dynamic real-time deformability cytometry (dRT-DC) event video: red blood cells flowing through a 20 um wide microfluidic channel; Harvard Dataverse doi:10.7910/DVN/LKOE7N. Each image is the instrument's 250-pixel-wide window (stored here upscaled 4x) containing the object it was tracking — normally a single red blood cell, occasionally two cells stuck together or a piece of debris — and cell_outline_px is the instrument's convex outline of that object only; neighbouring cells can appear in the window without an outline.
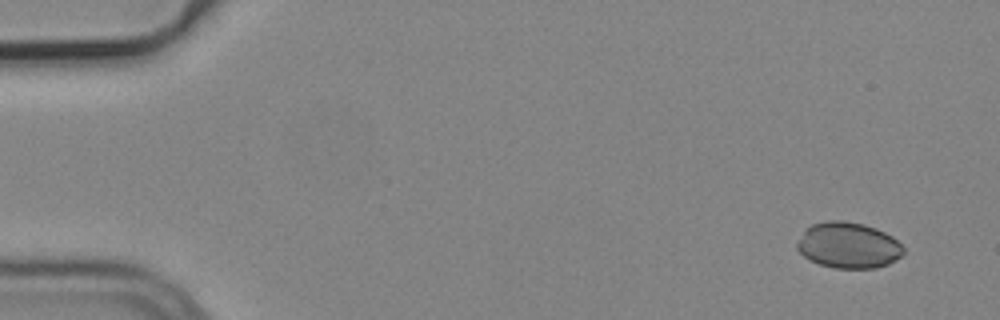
{"species": "common noctule bat (a hibernating species)", "species_latin": "Nyctalus noctula", "temperature_condition": "cold", "stored_images_in_passage": 54, "camera_frame_rate_fps": 3000, "um_per_image_px": 0.085, "animal": {"sex": "male", "body_mass_g": 19.2, "forearm_length_mm": 51.8}, "frame": {"image": 1, "passage_image": 3, "time_ms": 0.667, "image_size_px": [1000, 320], "cell_outline_px": [[904, 252], [896, 260], [888, 264], [876, 268], [836, 268], [820, 264], [804, 256], [796, 248], [796, 244], [804, 232], [812, 224], [828, 220], [844, 220], [864, 224], [876, 228], [892, 236], [904, 248]], "centroid_in_image_um": [72.13, 20.84], "position_along_channel_um": 12.9, "area_um2": 28.32}}
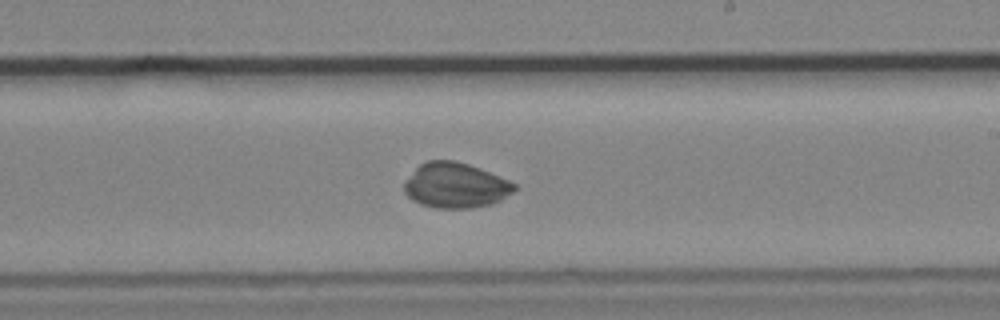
{"frame": {"image": 2, "passage_image": 32, "time_ms": 10.333, "image_size_px": [1000, 320], "cell_outline_px": [[520, 188], [500, 200], [492, 204], [472, 208], [436, 208], [420, 204], [412, 200], [404, 192], [404, 180], [420, 164], [428, 160], [456, 160], [480, 168], [508, 180], [516, 184]], "centroid_in_image_um": [38.72, 15.76], "position_along_channel_um": 250.3, "area_um2": 29.25}}
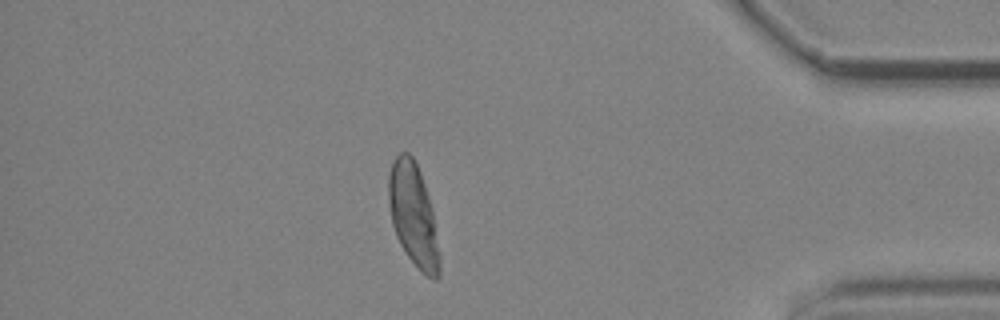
{"frame": {"image": 3, "passage_image": 47, "time_ms": 15.333, "image_size_px": [1000, 320], "cell_outline_px": [[440, 276], [436, 280], [432, 280], [424, 276], [420, 272], [408, 256], [400, 244], [396, 236], [392, 224], [388, 204], [388, 176], [392, 160], [400, 152], [408, 152], [412, 156], [420, 172], [428, 196], [432, 212], [440, 256]], "centroid_in_image_um": [35.11, 18.31], "position_along_channel_um": 400.1, "area_um2": 30.58}, "authors_computed_cell_mechanics": {"area_um2": 29.5936, "velocity_mm_per_s": 3.7622, "shape_relaxation_time_tau1_ms": 7.9937, "shape_relaxation_time_tau2_ms": 7.0985, "deformation_change_tau1": 0.2353, "deformation_change_tau2": 0.0683}}